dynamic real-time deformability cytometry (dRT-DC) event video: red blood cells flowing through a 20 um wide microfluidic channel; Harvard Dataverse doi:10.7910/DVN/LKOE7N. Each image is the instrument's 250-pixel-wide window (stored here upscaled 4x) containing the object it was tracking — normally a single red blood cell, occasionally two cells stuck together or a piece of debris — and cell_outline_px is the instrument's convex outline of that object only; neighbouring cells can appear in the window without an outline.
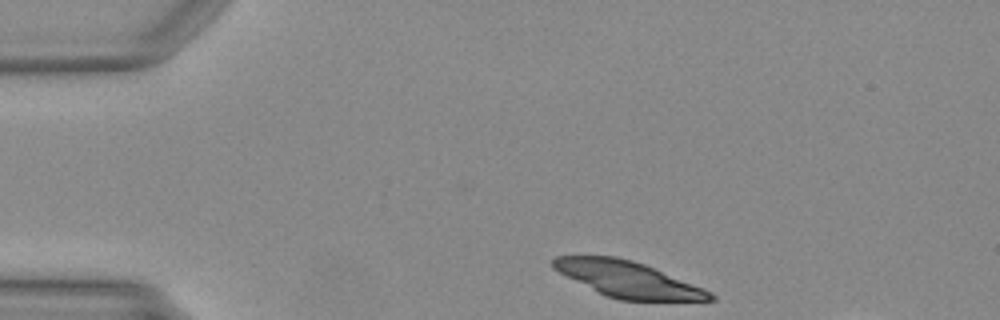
{"species": "Egyptian fruit bat (a non-hibernating species)", "species_latin": "Rousettus aegyptiacus", "temperature_condition": "warm", "stored_images_in_passage": 9, "camera_frame_rate_fps": 3000, "um_per_image_px": 0.085, "animal": {"sex": "female"}, "frame": {"image": 1, "passage_image": 1, "time_ms": 0.0, "image_size_px": [1000, 320], "cell_outline_px": [[716, 300], [620, 300], [604, 296], [552, 268], [552, 260], [556, 256], [616, 256], [632, 260], [644, 264], [704, 288], [712, 292], [716, 296]], "centroid_in_image_um": [53.37, 23.74], "position_along_channel_um": 31.6, "area_um2": 32.6}}